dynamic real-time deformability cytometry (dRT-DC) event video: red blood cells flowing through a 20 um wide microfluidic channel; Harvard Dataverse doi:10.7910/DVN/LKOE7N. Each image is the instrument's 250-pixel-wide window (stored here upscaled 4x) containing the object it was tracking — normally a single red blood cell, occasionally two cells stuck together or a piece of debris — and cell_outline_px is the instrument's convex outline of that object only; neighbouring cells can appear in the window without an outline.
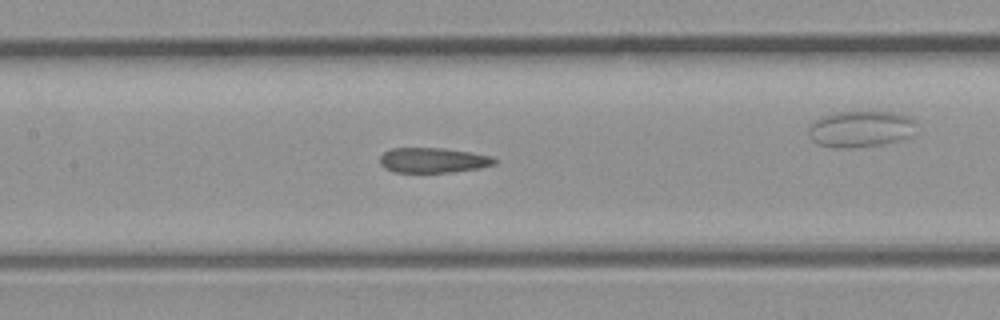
{"species": "common noctule bat (a hibernating species)", "species_latin": "Nyctalus noctula", "temperature_condition": "room temperature", "stored_images_in_passage": 35, "camera_frame_rate_fps": 3000, "um_per_image_px": 0.085, "animal": {"sex": "male", "body_mass_g": 23.1, "forearm_length_mm": 52.7}, "frame": {"image": 1, "passage_image": 16, "time_ms": 5.0, "image_size_px": [1000, 320], "cell_outline_px": [[496, 164], [480, 168], [452, 172], [392, 172], [384, 168], [380, 164], [380, 156], [384, 152], [392, 148], [444, 148], [492, 156], [496, 160]], "centroid_in_image_um": [36.79, 13.62], "position_along_channel_um": 170.6, "area_um2": 16.76}}
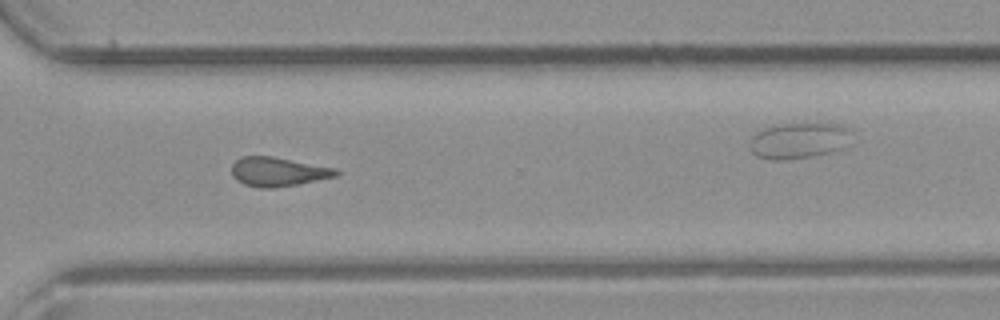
{"frame": {"image": 2, "passage_image": 25, "time_ms": 8.0, "image_size_px": [1000, 320], "cell_outline_px": [[340, 176], [296, 184], [272, 188], [260, 188], [244, 184], [236, 180], [232, 176], [232, 164], [236, 160], [244, 156], [272, 156], [336, 168], [340, 172]], "centroid_in_image_um": [23.65, 14.6], "position_along_channel_um": 347.0, "area_um2": 17.74}}